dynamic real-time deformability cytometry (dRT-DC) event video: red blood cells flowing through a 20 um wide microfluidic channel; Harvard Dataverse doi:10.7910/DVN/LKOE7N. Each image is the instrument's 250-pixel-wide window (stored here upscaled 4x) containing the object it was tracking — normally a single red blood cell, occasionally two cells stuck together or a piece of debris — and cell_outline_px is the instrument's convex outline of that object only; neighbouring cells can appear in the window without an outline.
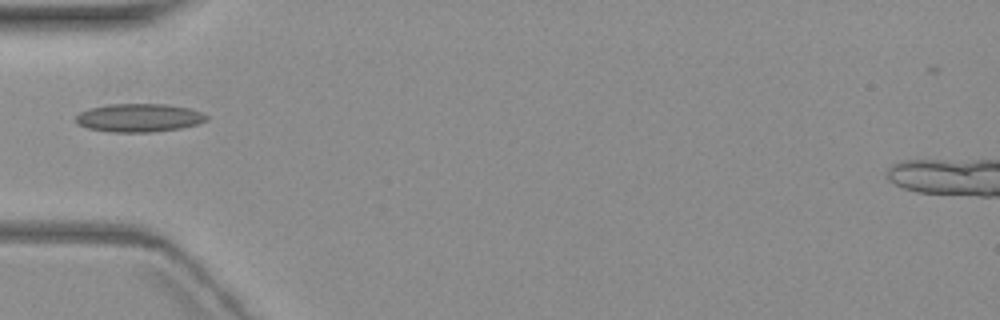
{"species": "common noctule bat (a hibernating species)", "species_latin": "Nyctalus noctula", "temperature_condition": "warm", "stored_images_in_passage": 1, "camera_frame_rate_fps": 3000, "um_per_image_px": 0.085, "animal": {"sex": "female", "body_mass_g": 19.3, "forearm_length_mm": 54.1}, "frame": {"image": 1, "passage_image": 1, "time_ms": 0.0, "image_size_px": [1000, 320], "cell_outline_px": [[208, 120], [196, 124], [180, 128], [152, 132], [108, 132], [88, 128], [76, 124], [76, 116], [80, 112], [88, 108], [108, 104], [168, 104], [188, 108], [200, 112], [208, 116]], "centroid_in_image_um": [11.78, 10.01], "position_along_channel_um": 73.2, "area_um2": 21.62}}